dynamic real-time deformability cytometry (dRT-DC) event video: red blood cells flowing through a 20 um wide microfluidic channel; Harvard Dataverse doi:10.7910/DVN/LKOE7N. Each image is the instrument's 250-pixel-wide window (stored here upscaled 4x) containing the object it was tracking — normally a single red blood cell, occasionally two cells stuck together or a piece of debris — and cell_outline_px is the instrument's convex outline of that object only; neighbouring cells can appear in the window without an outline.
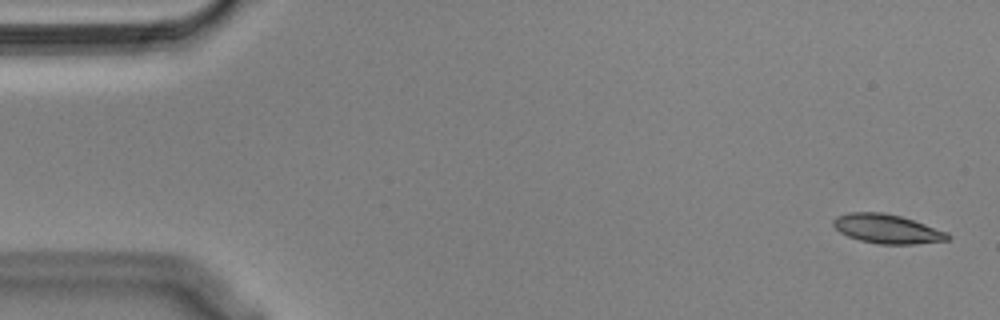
{"species": "Egyptian fruit bat (a non-hibernating species)", "species_latin": "Rousettus aegyptiacus", "temperature_condition": "cold", "stored_images_in_passage": 54, "segment_of_instrument_passage": [1, 2], "camera_frame_rate_fps": 3000, "um_per_image_px": 0.085, "animal": {"sex": "male"}, "frame": {"image": 1, "passage_image": 1, "time_ms": 0.0, "image_size_px": [1000, 320], "cell_outline_px": [[952, 236], [948, 240], [912, 244], [880, 244], [860, 240], [848, 236], [840, 232], [832, 224], [832, 220], [836, 216], [848, 212], [880, 212], [900, 216], [948, 232]], "centroid_in_image_um": [75.38, 19.45], "position_along_channel_um": 9.6, "area_um2": 19.31}}
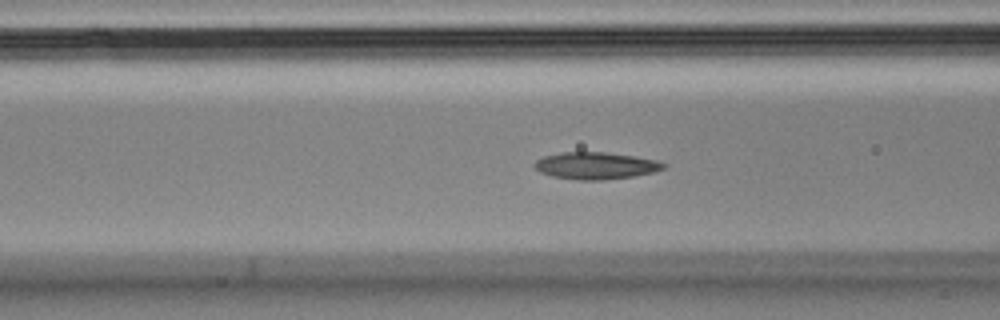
{"frame": {"image": 2, "passage_image": 20, "time_ms": 6.333, "image_size_px": [1000, 320], "cell_outline_px": [[668, 164], [664, 168], [652, 172], [632, 176], [600, 180], [580, 180], [552, 176], [540, 172], [532, 164], [536, 160], [544, 156], [560, 152], [604, 152], [636, 156], [656, 160]], "centroid_in_image_um": [50.62, 14.07], "position_along_channel_um": 116.0, "area_um2": 20.23}}
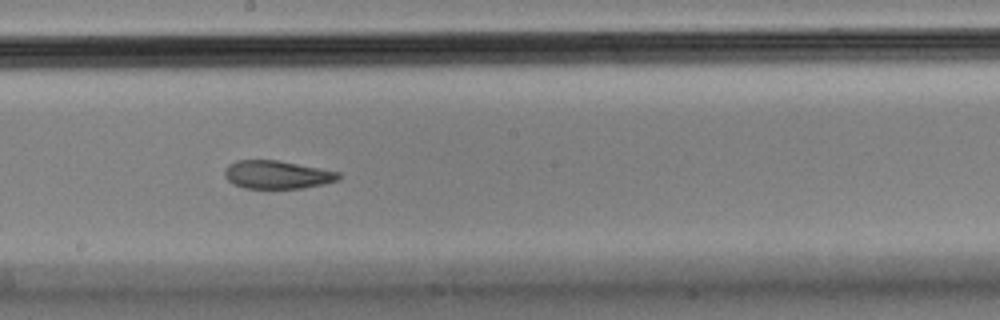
{"frame": {"image": 3, "passage_image": 29, "time_ms": 9.333, "image_size_px": [1000, 320], "cell_outline_px": [[340, 180], [324, 184], [300, 188], [244, 188], [232, 184], [224, 176], [224, 168], [228, 164], [236, 160], [276, 160], [320, 168], [340, 172]], "centroid_in_image_um": [23.53, 14.84], "position_along_channel_um": 224.7, "area_um2": 18.79}}